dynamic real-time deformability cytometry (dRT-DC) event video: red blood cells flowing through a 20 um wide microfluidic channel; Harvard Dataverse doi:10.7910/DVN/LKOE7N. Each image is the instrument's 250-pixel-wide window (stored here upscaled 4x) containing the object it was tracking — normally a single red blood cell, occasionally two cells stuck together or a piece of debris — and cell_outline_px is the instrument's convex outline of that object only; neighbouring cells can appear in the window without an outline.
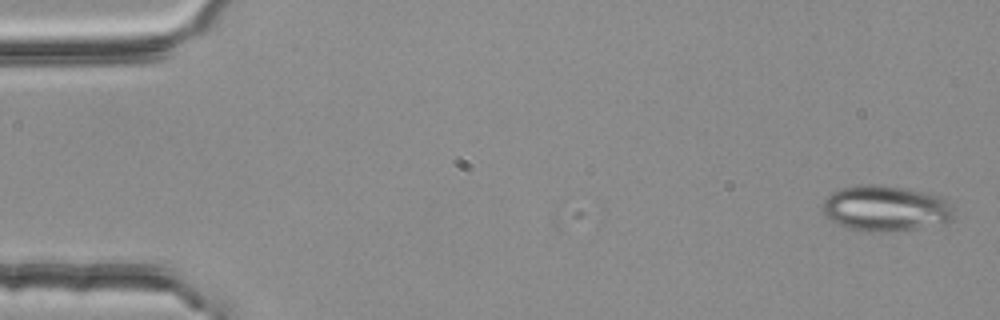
{"species": "common noctule bat (a hibernating species)", "species_latin": "Nyctalus noctula", "temperature_condition": "room temperature", "stored_images_in_passage": 2, "camera_frame_rate_fps": 3000, "um_per_image_px": 0.085, "animal": {"sex": "female", "body_mass_g": 25.1}, "frame": {"image": 1, "passage_image": 2, "time_ms": 0.333, "image_size_px": [1000, 320], "cell_outline_px": [[956, 216], [952, 220], [944, 224], [892, 232], [860, 232], [836, 224], [824, 212], [824, 196], [840, 188], [864, 184], [876, 184], [904, 188], [924, 192], [940, 196], [956, 212]], "centroid_in_image_um": [75.29, 17.73], "position_along_channel_um": 9.7, "area_um2": 35.37}}